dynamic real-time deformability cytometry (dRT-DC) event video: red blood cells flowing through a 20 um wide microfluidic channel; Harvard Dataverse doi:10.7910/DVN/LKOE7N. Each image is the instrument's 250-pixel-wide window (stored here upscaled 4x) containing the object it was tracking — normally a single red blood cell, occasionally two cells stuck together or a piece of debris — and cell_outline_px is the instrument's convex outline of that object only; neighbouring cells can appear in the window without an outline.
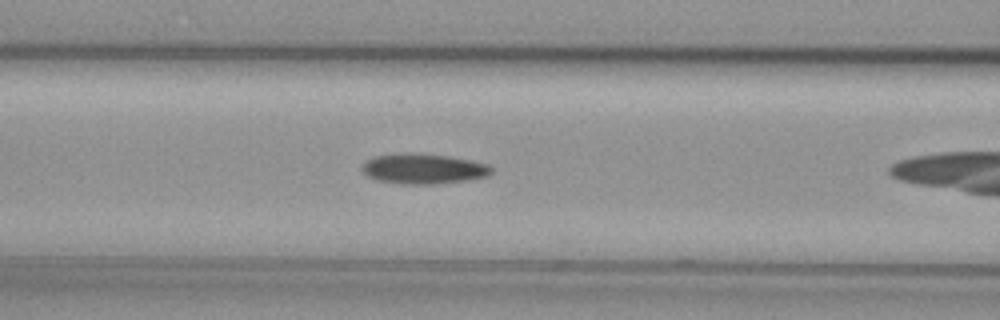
{"species": "common noctule bat (a hibernating species)", "species_latin": "Nyctalus noctula", "temperature_condition": "cold", "stored_images_in_passage": 8, "camera_frame_rate_fps": 3000, "um_per_image_px": 0.085, "animal": {"sex": "female", "body_mass_g": 29.2, "forearm_length_mm": 56.3}, "frame": {"image": 1, "passage_image": 7, "time_ms": 2.0, "image_size_px": [1000, 320], "cell_outline_px": [[492, 172], [488, 176], [464, 180], [432, 184], [400, 184], [380, 180], [368, 176], [360, 168], [372, 156], [404, 152], [412, 152], [448, 156], [488, 164], [492, 168]], "centroid_in_image_um": [35.96, 14.33], "position_along_channel_um": 130.6, "area_um2": 22.66}}